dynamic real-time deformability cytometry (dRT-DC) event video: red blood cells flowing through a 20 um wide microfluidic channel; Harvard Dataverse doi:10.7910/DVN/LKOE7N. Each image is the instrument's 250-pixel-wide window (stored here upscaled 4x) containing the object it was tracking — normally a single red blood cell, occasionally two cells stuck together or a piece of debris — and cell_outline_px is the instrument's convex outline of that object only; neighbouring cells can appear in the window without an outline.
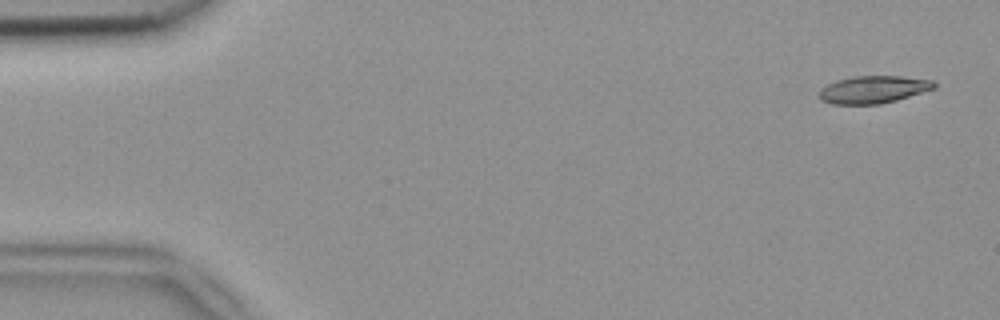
{"species": "common noctule bat (a hibernating species)", "species_latin": "Nyctalus noctula", "temperature_condition": "room temperature", "stored_images_in_passage": 7, "camera_frame_rate_fps": 3000, "um_per_image_px": 0.085, "animal": {"sex": "female", "body_mass_g": 18.4}, "frame": {"image": 1, "passage_image": 1, "time_ms": 0.0, "image_size_px": [1000, 320], "cell_outline_px": [[936, 88], [896, 100], [880, 104], [832, 104], [820, 100], [820, 88], [836, 80], [852, 76], [900, 76], [932, 80], [936, 84]], "centroid_in_image_um": [74.22, 7.6], "position_along_channel_um": 10.8, "area_um2": 18.38}}
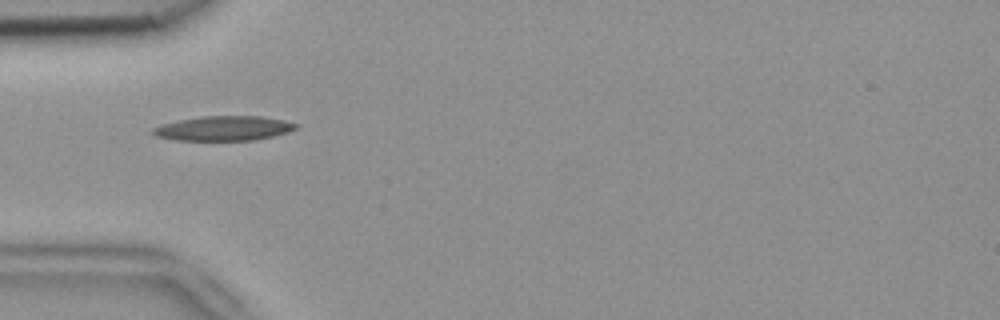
{"frame": {"image": 2, "passage_image": 4, "time_ms": 1.0, "image_size_px": [1000, 320], "cell_outline_px": [[300, 124], [296, 128], [288, 132], [256, 140], [176, 140], [156, 136], [152, 132], [152, 128], [160, 124], [200, 116], [260, 116], [284, 120]], "centroid_in_image_um": [19.02, 10.9], "position_along_channel_um": 66.0, "area_um2": 20.52}}
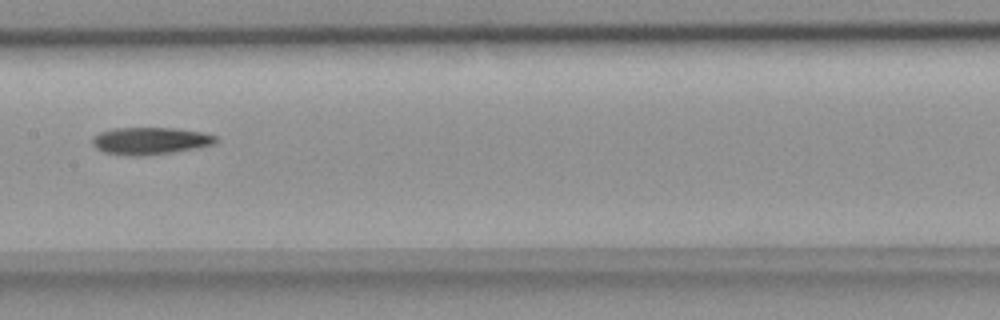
{"frame": {"image": 3, "passage_image": 7, "time_ms": 2.0, "image_size_px": [1000, 320], "cell_outline_px": [[220, 140], [212, 144], [196, 148], [148, 156], [128, 156], [104, 152], [96, 148], [92, 144], [92, 136], [100, 132], [112, 128], [176, 128], [200, 132], [216, 136]], "centroid_in_image_um": [12.73, 11.98], "position_along_channel_um": 194.7, "area_um2": 19.71}}